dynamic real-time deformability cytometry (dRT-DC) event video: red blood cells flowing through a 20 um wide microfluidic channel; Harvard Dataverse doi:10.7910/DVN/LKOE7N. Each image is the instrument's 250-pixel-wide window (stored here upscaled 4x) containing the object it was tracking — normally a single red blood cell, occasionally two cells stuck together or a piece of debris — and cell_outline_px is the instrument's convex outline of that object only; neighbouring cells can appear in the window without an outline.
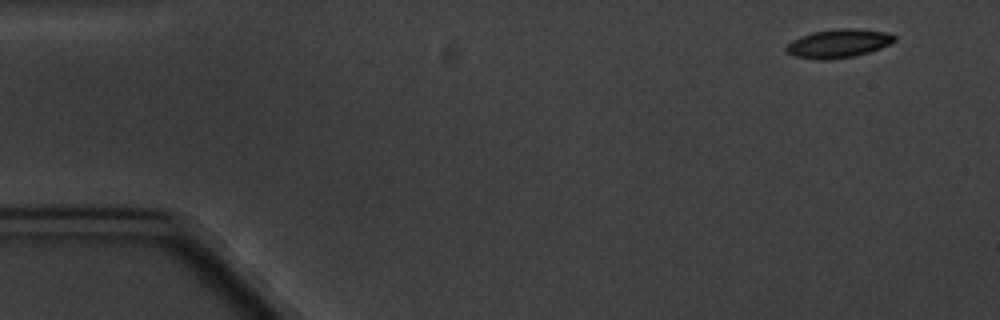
{"species": "common noctule bat (a hibernating species)", "species_latin": "Nyctalus noctula", "temperature_condition": "cold", "stored_images_in_passage": 4, "camera_frame_rate_fps": 3000, "um_per_image_px": 0.085, "animal": {"sex": "male", "body_mass_g": 20.1, "forearm_length_mm": 53.5}, "frame": {"image": 1, "passage_image": 1, "time_ms": 0.0, "image_size_px": [1000, 320], "cell_outline_px": [[896, 40], [880, 48], [868, 52], [852, 56], [824, 60], [820, 60], [796, 56], [788, 52], [784, 48], [792, 40], [800, 36], [812, 32], [836, 28], [856, 28], [884, 32], [896, 36]], "centroid_in_image_um": [71.25, 3.68], "position_along_channel_um": 13.8, "area_um2": 17.8}}